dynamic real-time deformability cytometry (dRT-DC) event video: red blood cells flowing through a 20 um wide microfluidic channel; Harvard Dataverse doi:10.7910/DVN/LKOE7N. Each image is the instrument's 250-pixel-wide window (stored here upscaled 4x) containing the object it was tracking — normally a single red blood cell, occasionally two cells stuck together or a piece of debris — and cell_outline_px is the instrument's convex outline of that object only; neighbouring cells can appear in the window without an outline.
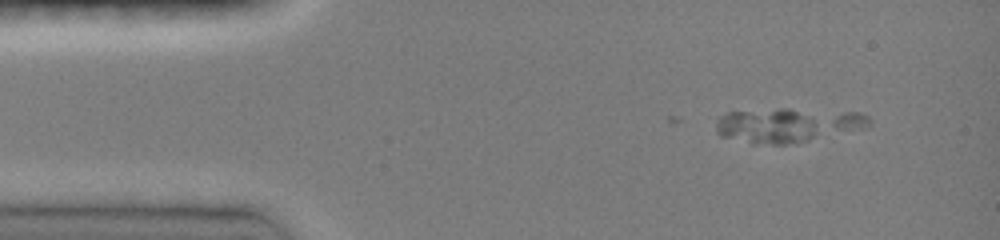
{"species": "common noctule bat (a hibernating species)", "species_latin": "Nyctalus noctula", "temperature_condition": "room temperature", "stored_images_in_passage": 2, "camera_frame_rate_fps": 3000, "um_per_image_px": 0.085, "animal": {"sex": "female", "body_mass_g": 19.0, "forearm_length_mm": 51.5}, "frame": {"image": 1, "passage_image": 2, "time_ms": 0.333, "image_size_px": [1000, 240], "cell_outline_px": [[872, 124], [864, 128], [808, 140], [784, 144], [752, 144], [720, 136], [716, 132], [716, 120], [724, 112], [780, 108], [788, 108], [860, 112], [868, 116], [872, 120]], "centroid_in_image_um": [66.93, 10.61], "position_along_channel_um": 18.1, "area_um2": 30.98}}